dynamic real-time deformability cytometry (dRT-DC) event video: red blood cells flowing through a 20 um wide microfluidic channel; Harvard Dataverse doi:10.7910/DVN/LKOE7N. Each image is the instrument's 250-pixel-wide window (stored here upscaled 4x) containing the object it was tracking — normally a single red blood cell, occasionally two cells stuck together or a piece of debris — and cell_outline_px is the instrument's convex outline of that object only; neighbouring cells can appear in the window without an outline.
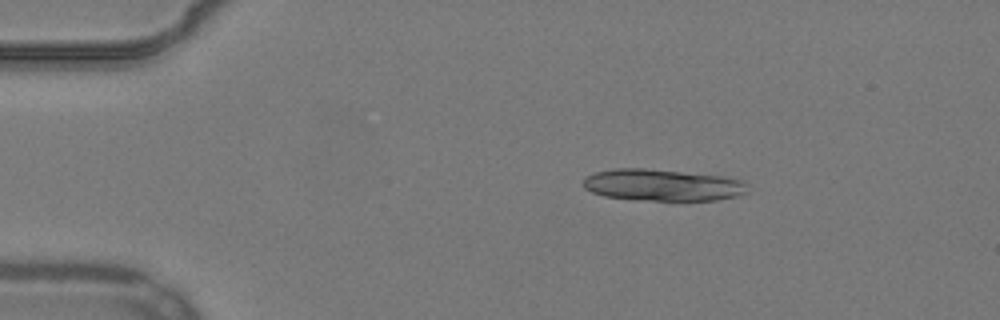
{"species": "common noctule bat (a hibernating species)", "species_latin": "Nyctalus noctula", "temperature_condition": "warm", "stored_images_in_passage": 46, "segment_of_instrument_passage": [1, 2], "camera_frame_rate_fps": 3000, "um_per_image_px": 0.085, "animal": {"sex": "male", "body_mass_g": 19.2, "forearm_length_mm": 51.8}, "frame": {"image": 1, "passage_image": 1, "time_ms": 0.0, "image_size_px": [1000, 320], "cell_outline_px": [[748, 192], [740, 196], [716, 200], [632, 200], [604, 196], [592, 192], [584, 188], [584, 176], [596, 172], [612, 168], [644, 168], [724, 176], [740, 180], [748, 184]], "centroid_in_image_um": [56.32, 15.73], "position_along_channel_um": 28.7, "area_um2": 30.69}}